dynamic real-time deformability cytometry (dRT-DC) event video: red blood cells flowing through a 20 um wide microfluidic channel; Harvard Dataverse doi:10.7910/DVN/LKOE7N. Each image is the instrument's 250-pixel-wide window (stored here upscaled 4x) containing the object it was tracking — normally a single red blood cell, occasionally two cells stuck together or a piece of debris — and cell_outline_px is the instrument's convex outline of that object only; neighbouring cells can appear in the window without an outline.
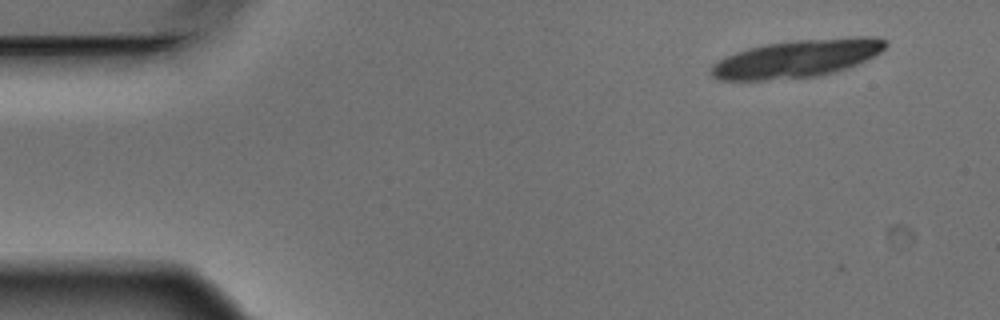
{"species": "Egyptian fruit bat (a non-hibernating species)", "species_latin": "Rousettus aegyptiacus", "temperature_condition": "warm", "stored_images_in_passage": 5, "camera_frame_rate_fps": 3000, "um_per_image_px": 0.085, "animal": {"sex": "male"}, "frame": {"image": 1, "passage_image": 1, "time_ms": 0.0, "image_size_px": [1000, 320], "cell_outline_px": [[888, 44], [880, 52], [848, 68], [836, 72], [820, 76], [764, 80], [720, 80], [712, 76], [708, 72], [712, 64], [716, 60], [724, 56], [748, 48], [764, 44], [796, 40], [856, 36], [872, 36], [888, 40]], "centroid_in_image_um": [67.72, 4.97], "position_along_channel_um": 17.3, "area_um2": 38.73}}